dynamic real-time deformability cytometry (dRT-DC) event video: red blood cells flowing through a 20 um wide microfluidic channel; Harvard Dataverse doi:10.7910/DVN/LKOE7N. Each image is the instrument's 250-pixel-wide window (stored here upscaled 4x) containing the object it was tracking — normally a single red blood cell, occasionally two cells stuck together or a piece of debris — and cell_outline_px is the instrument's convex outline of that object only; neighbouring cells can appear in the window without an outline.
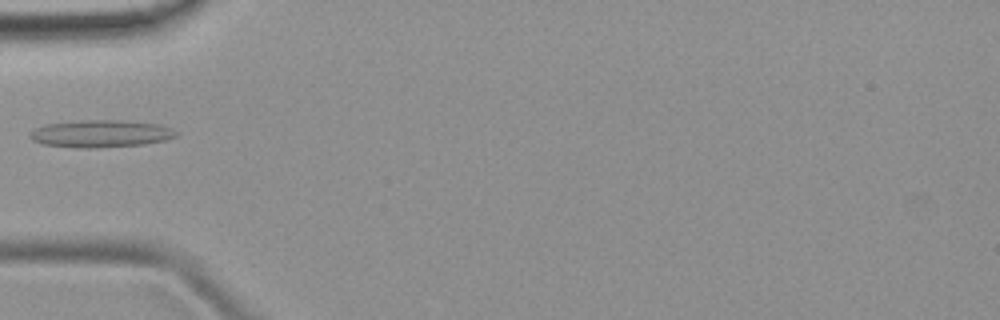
{"species": "common noctule bat (a hibernating species)", "species_latin": "Nyctalus noctula", "temperature_condition": "room temperature", "stored_images_in_passage": 4, "camera_frame_rate_fps": 3000, "um_per_image_px": 0.085, "animal": {"sex": "female", "body_mass_g": 19.9}, "frame": {"image": 1, "passage_image": 4, "time_ms": 3.333, "image_size_px": [1000, 320], "cell_outline_px": [[180, 132], [176, 136], [164, 140], [144, 144], [100, 148], [80, 148], [44, 144], [32, 140], [28, 136], [36, 128], [48, 124], [80, 120], [124, 120], [156, 124]], "centroid_in_image_um": [8.57, 11.37], "position_along_channel_um": 76.4, "area_um2": 23.12}}